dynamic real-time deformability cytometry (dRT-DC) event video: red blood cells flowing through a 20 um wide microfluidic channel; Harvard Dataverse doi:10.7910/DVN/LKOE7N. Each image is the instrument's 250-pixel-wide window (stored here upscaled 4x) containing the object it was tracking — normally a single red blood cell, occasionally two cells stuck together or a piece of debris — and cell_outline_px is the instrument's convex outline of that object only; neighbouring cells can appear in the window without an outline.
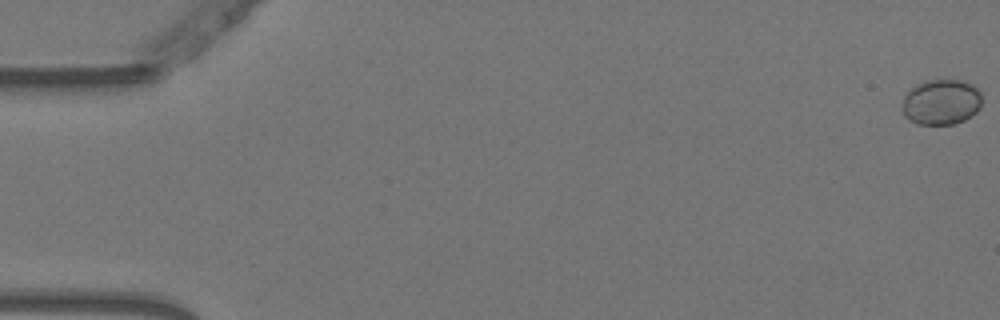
{"species": "Egyptian fruit bat (a non-hibernating species)", "species_latin": "Rousettus aegyptiacus", "temperature_condition": "warm", "stored_images_in_passage": 47, "camera_frame_rate_fps": 3000, "um_per_image_px": 0.085, "animal": {"sex": "female"}, "frame": {"image": 1, "passage_image": 1, "time_ms": 0.0, "image_size_px": [1000, 320], "cell_outline_px": [[980, 108], [972, 116], [956, 124], [916, 124], [904, 116], [900, 108], [900, 104], [904, 96], [912, 88], [928, 80], [960, 80], [972, 84], [980, 92]], "centroid_in_image_um": [79.98, 8.7], "position_along_channel_um": 5.0, "area_um2": 21.21}}
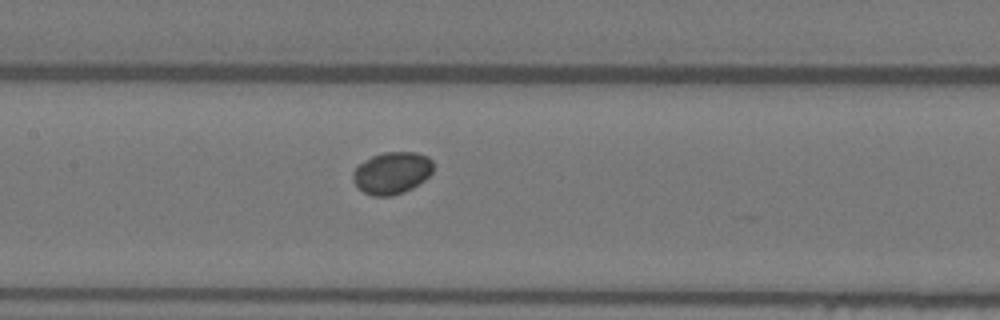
{"frame": {"image": 2, "passage_image": 27, "time_ms": 8.667, "image_size_px": [1000, 320], "cell_outline_px": [[432, 172], [424, 180], [412, 188], [404, 192], [392, 196], [372, 196], [364, 192], [352, 180], [352, 176], [356, 168], [364, 160], [372, 156], [384, 152], [416, 152], [428, 156], [432, 160]], "centroid_in_image_um": [33.32, 14.69], "position_along_channel_um": 174.1, "area_um2": 19.59}}
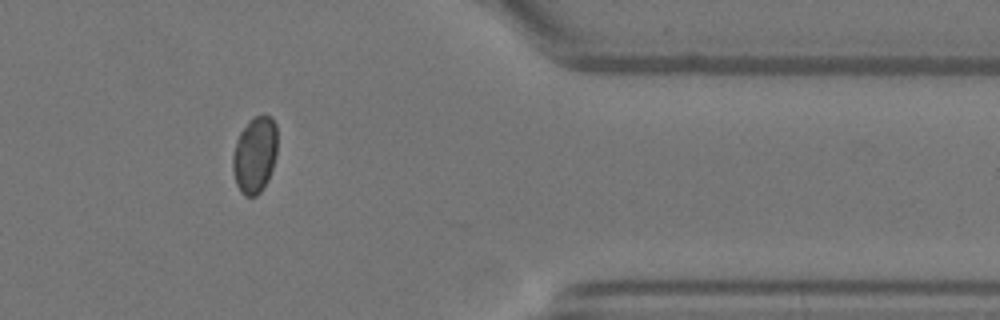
{"frame": {"image": 3, "passage_image": 46, "time_ms": 15.0, "image_size_px": [1000, 320], "cell_outline_px": [[276, 156], [268, 180], [260, 192], [256, 196], [244, 196], [240, 192], [236, 184], [232, 168], [232, 156], [236, 140], [240, 132], [248, 120], [252, 116], [264, 112], [272, 116], [276, 124]], "centroid_in_image_um": [21.65, 13.11], "position_along_channel_um": 389.8, "area_um2": 20.35}}